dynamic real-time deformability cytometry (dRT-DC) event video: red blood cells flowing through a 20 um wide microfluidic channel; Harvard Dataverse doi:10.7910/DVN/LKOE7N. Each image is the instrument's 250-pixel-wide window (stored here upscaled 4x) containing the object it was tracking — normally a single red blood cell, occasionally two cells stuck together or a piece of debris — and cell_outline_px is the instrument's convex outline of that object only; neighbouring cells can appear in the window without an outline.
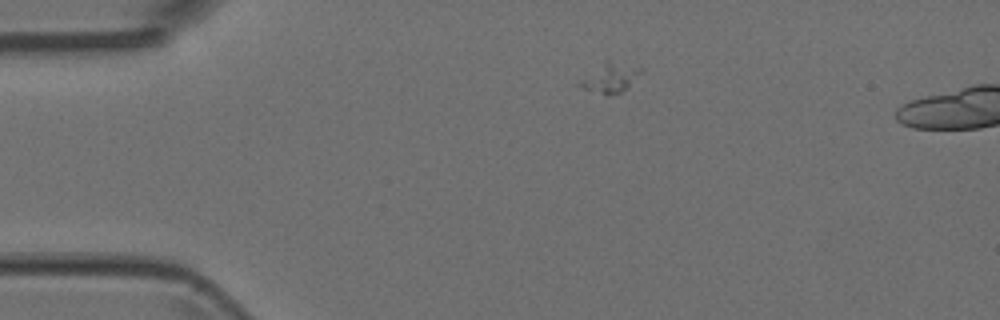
{"species": "Egyptian fruit bat (a non-hibernating species)", "species_latin": "Rousettus aegyptiacus", "temperature_condition": "room temperature", "stored_images_in_passage": 5, "camera_frame_rate_fps": 3000, "um_per_image_px": 0.085, "animal": {"sex": "female"}, "frame": {"image": 1, "passage_image": 2, "time_ms": 0.333, "image_size_px": [1000, 320], "cell_outline_px": [[644, 72], [628, 88], [620, 92], [608, 96], [584, 88], [576, 84], [580, 80], [608, 60], [644, 68]], "centroid_in_image_um": [51.95, 6.63], "position_along_channel_um": 33.0, "area_um2": 10.35}}
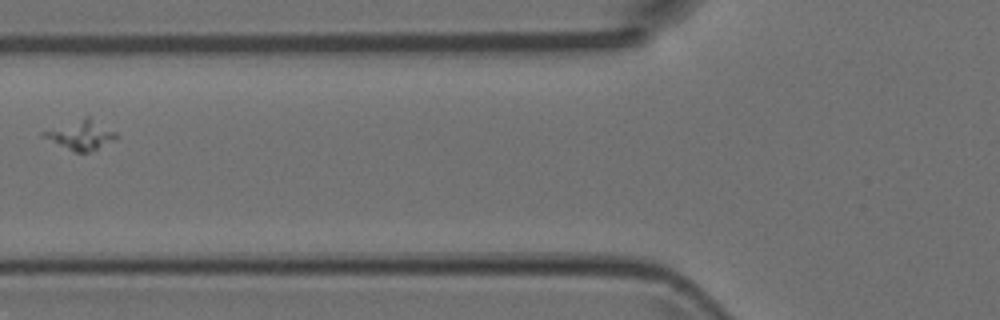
{"frame": {"image": 2, "passage_image": 4, "time_ms": 1.0, "image_size_px": [1000, 320], "cell_outline_px": [[116, 136], [96, 148], [88, 152], [76, 152], [40, 136], [40, 132], [84, 116], [88, 116], [116, 132]], "centroid_in_image_um": [6.79, 11.44], "position_along_channel_um": 119.0, "area_um2": 11.96}}
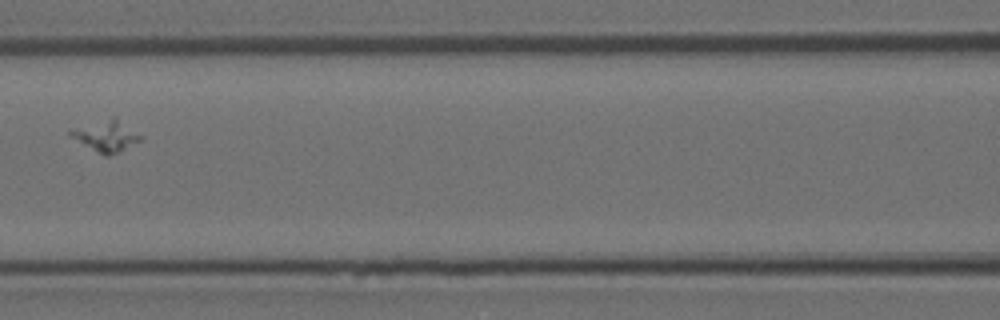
{"frame": {"image": 3, "passage_image": 5, "time_ms": 1.333, "image_size_px": [1000, 320], "cell_outline_px": [[144, 136], [140, 140], [120, 152], [108, 156], [68, 136], [68, 132], [112, 116], [116, 116]], "centroid_in_image_um": [9.11, 11.53], "position_along_channel_um": 157.5, "area_um2": 12.37}}